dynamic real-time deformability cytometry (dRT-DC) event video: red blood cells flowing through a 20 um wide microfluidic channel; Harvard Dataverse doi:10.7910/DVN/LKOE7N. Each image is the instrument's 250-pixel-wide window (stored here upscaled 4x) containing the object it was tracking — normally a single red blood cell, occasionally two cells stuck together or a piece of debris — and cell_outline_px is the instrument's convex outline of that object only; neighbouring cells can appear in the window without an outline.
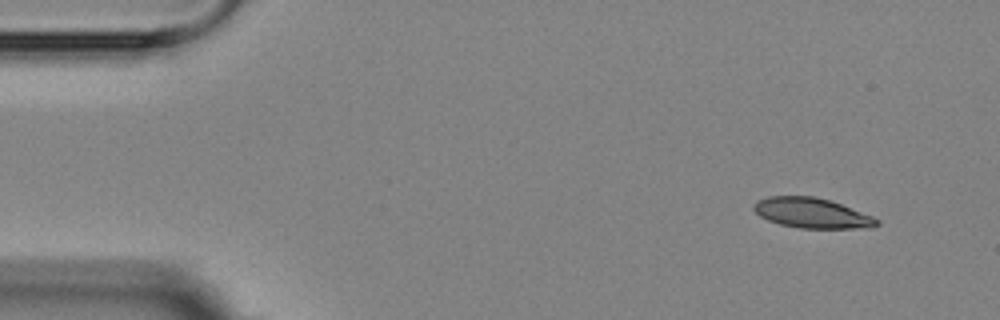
{"species": "Egyptian fruit bat (a non-hibernating species)", "species_latin": "Rousettus aegyptiacus", "temperature_condition": "room temperature", "stored_images_in_passage": 4, "camera_frame_rate_fps": 3000, "um_per_image_px": 0.085, "animal": {"sex": "female"}, "frame": {"image": 1, "passage_image": 1, "time_ms": 0.0, "image_size_px": [1000, 320], "cell_outline_px": [[880, 224], [872, 228], [800, 228], [780, 224], [768, 220], [760, 216], [752, 208], [752, 204], [756, 200], [768, 196], [816, 196], [840, 204], [872, 216], [880, 220]], "centroid_in_image_um": [68.99, 18.11], "position_along_channel_um": 16.0, "area_um2": 21.62}}
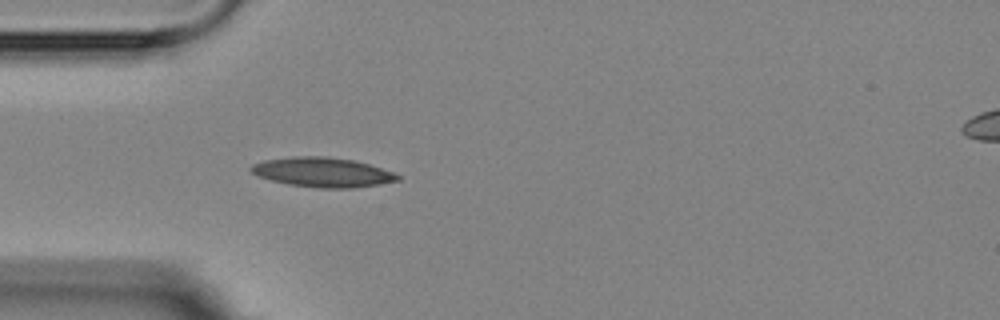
{"frame": {"image": 2, "passage_image": 4, "time_ms": 3.667, "image_size_px": [1000, 320], "cell_outline_px": [[400, 180], [380, 184], [352, 188], [320, 188], [288, 184], [272, 180], [260, 176], [252, 172], [248, 168], [252, 164], [264, 160], [296, 156], [324, 156], [352, 160], [368, 164], [392, 172], [400, 176]], "centroid_in_image_um": [27.41, 14.64], "position_along_channel_um": 57.6, "area_um2": 25.03}}